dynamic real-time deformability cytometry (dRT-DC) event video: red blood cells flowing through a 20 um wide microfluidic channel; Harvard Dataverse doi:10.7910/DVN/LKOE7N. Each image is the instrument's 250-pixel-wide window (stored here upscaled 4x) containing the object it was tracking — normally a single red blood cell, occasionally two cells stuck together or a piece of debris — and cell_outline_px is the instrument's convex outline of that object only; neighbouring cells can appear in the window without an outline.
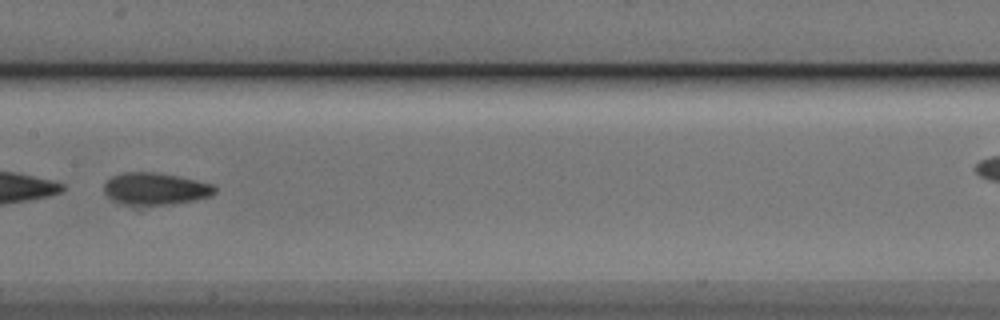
{"species": "Egyptian fruit bat (a non-hibernating species)", "species_latin": "Rousettus aegyptiacus", "temperature_condition": "cold", "stored_images_in_passage": 34, "camera_frame_rate_fps": 3000, "um_per_image_px": 0.085, "animal": {"sex": "male"}, "frame": {"image": 1, "passage_image": 15, "time_ms": 4.667, "image_size_px": [1000, 320], "cell_outline_px": [[216, 192], [212, 196], [172, 204], [120, 204], [112, 200], [104, 192], [104, 184], [112, 176], [124, 172], [152, 172], [176, 176], [216, 184]], "centroid_in_image_um": [13.22, 16.04], "position_along_channel_um": 194.2, "area_um2": 20.58}}